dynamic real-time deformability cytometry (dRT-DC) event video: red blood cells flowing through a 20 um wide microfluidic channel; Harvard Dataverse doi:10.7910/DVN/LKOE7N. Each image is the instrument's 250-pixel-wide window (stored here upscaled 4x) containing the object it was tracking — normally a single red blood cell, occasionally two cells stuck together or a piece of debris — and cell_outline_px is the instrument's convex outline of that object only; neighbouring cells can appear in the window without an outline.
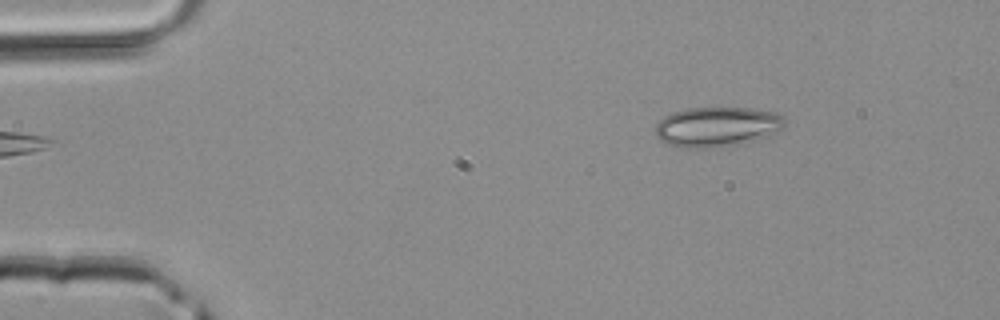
{"species": "common noctule bat (a hibernating species)", "species_latin": "Nyctalus noctula", "temperature_condition": "room temperature", "stored_images_in_passage": 3, "camera_frame_rate_fps": 3000, "um_per_image_px": 0.085, "animal": {"sex": "male", "body_mass_g": 20.4}, "frame": {"image": 1, "passage_image": 1, "time_ms": 0.0, "image_size_px": [1000, 320], "cell_outline_px": [[784, 124], [776, 132], [768, 136], [736, 144], [716, 148], [684, 148], [664, 144], [656, 136], [656, 124], [664, 116], [672, 112], [688, 108], [752, 108], [776, 112], [784, 116]], "centroid_in_image_um": [60.91, 10.78], "position_along_channel_um": 24.1, "area_um2": 30.17}}